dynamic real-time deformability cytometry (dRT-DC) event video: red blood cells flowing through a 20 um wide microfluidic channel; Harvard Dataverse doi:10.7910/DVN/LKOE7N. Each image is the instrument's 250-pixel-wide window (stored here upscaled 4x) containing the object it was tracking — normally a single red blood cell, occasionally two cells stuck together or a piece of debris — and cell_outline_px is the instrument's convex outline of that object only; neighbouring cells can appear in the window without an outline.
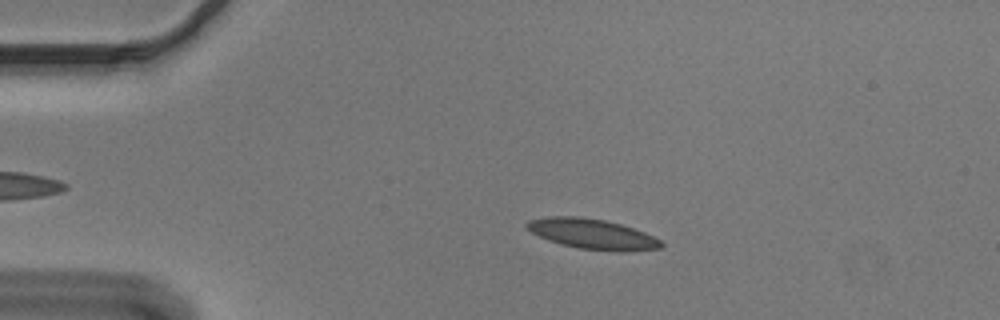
{"species": "Egyptian fruit bat (a non-hibernating species)", "species_latin": "Rousettus aegyptiacus", "temperature_condition": "cold", "stored_images_in_passage": 44, "camera_frame_rate_fps": 3000, "um_per_image_px": 0.085, "animal": {"sex": "male"}, "frame": {"image": 1, "passage_image": 11, "time_ms": 3.333, "image_size_px": [1000, 320], "cell_outline_px": [[664, 244], [660, 248], [624, 252], [620, 252], [580, 248], [560, 244], [548, 240], [524, 228], [524, 224], [528, 220], [552, 216], [576, 216], [604, 220], [620, 224], [644, 232], [660, 240]], "centroid_in_image_um": [50.32, 19.89], "position_along_channel_um": 34.7, "area_um2": 23.52}}
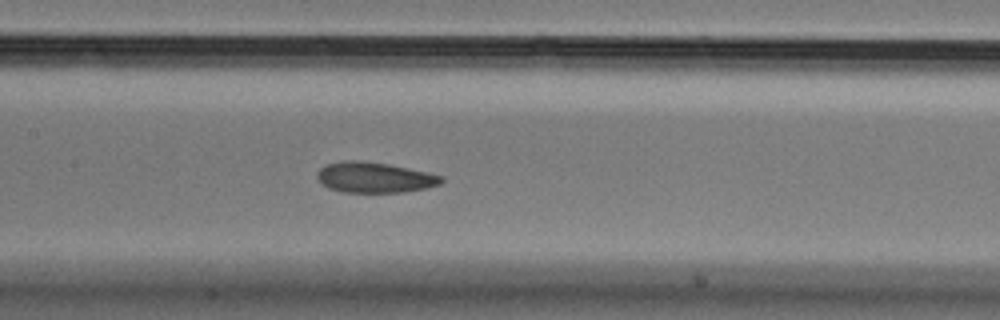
{"frame": {"image": 2, "passage_image": 26, "time_ms": 8.333, "image_size_px": [1000, 320], "cell_outline_px": [[444, 180], [440, 184], [428, 188], [404, 192], [340, 192], [328, 188], [320, 184], [316, 176], [316, 172], [324, 164], [344, 160], [360, 160], [388, 164], [408, 168], [444, 176]], "centroid_in_image_um": [31.79, 15.08], "position_along_channel_um": 175.6, "area_um2": 22.43}}
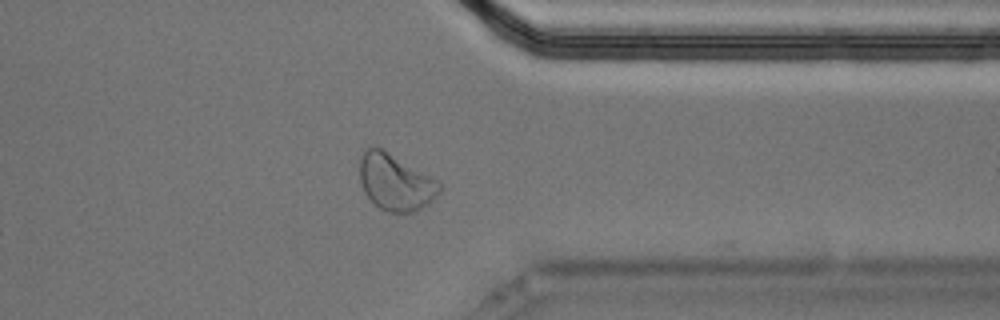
{"frame": {"image": 3, "passage_image": 43, "time_ms": 14.0, "image_size_px": [1000, 320], "cell_outline_px": [[440, 192], [428, 204], [412, 212], [388, 212], [380, 208], [364, 192], [360, 180], [360, 156], [364, 148], [380, 148], [436, 180], [440, 184]], "centroid_in_image_um": [33.58, 15.5], "position_along_channel_um": 377.8, "area_um2": 25.49}}